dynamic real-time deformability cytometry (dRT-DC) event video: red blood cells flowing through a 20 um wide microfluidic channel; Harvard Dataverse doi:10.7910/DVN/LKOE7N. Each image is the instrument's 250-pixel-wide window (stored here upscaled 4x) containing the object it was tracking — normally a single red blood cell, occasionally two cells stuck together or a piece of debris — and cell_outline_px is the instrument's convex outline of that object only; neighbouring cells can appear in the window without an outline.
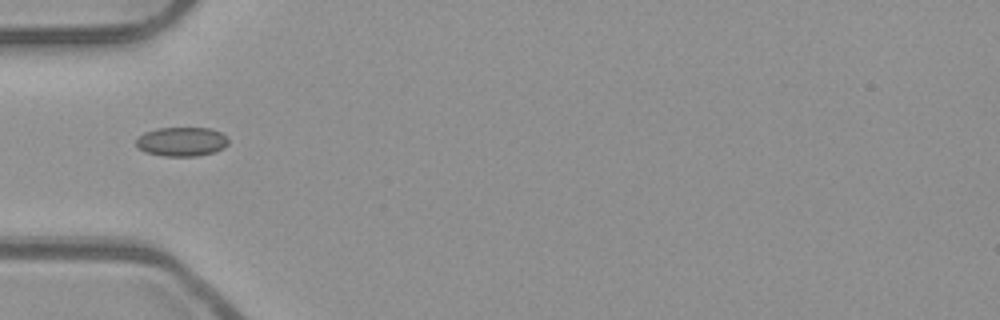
{"species": "common noctule bat (a hibernating species)", "species_latin": "Nyctalus noctula", "temperature_condition": "room temperature", "stored_images_in_passage": 36, "camera_frame_rate_fps": 3000, "um_per_image_px": 0.085, "animal": {"sex": "male", "body_mass_g": 23.1, "forearm_length_mm": 52.7}, "frame": {"image": 1, "passage_image": 1, "time_ms": 0.0, "image_size_px": [1000, 320], "cell_outline_px": [[228, 144], [224, 148], [212, 152], [196, 156], [164, 156], [144, 152], [136, 144], [136, 140], [144, 132], [156, 128], [208, 128], [220, 132], [228, 140]], "centroid_in_image_um": [15.42, 12.04], "position_along_channel_um": 69.6, "area_um2": 15.55}}
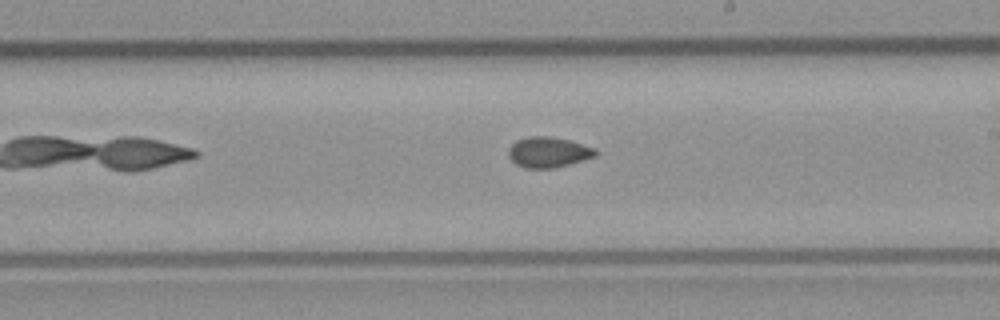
{"frame": {"image": 2, "passage_image": 14, "time_ms": 4.333, "image_size_px": [1000, 320], "cell_outline_px": [[596, 156], [568, 164], [552, 168], [524, 168], [516, 164], [508, 156], [508, 148], [516, 140], [528, 136], [552, 136], [572, 140], [596, 148]], "centroid_in_image_um": [46.6, 12.91], "position_along_channel_um": 242.4, "area_um2": 15.61}}
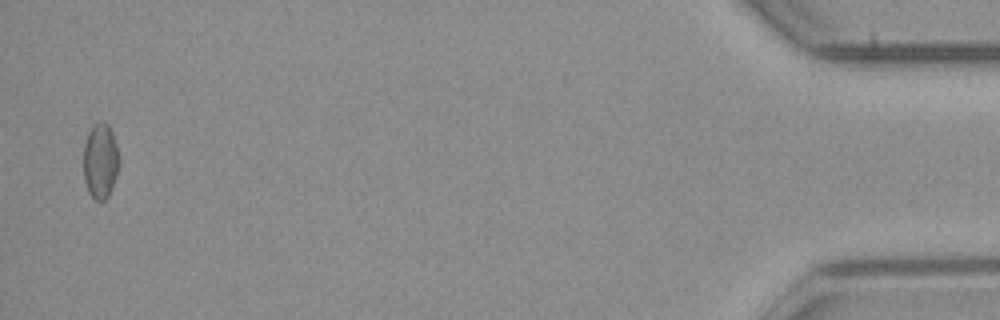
{"frame": {"image": 3, "passage_image": 35, "time_ms": 11.333, "image_size_px": [1000, 320], "cell_outline_px": [[120, 164], [112, 188], [108, 196], [104, 200], [96, 200], [88, 192], [84, 180], [84, 144], [88, 132], [92, 124], [100, 120], [104, 120], [108, 124], [112, 132], [120, 156]], "centroid_in_image_um": [8.54, 13.64], "position_along_channel_um": 426.7, "area_um2": 15.95}, "authors_computed_cell_mechanics": {"area_um2": 15.2592, "velocity_mm_per_s": 3.9694, "shape_relaxation_time_tau1_ms": null, "shape_relaxation_time_tau2_ms": 2.188, "deformation_change_tau1": null, "deformation_change_tau2": 0.0531}}